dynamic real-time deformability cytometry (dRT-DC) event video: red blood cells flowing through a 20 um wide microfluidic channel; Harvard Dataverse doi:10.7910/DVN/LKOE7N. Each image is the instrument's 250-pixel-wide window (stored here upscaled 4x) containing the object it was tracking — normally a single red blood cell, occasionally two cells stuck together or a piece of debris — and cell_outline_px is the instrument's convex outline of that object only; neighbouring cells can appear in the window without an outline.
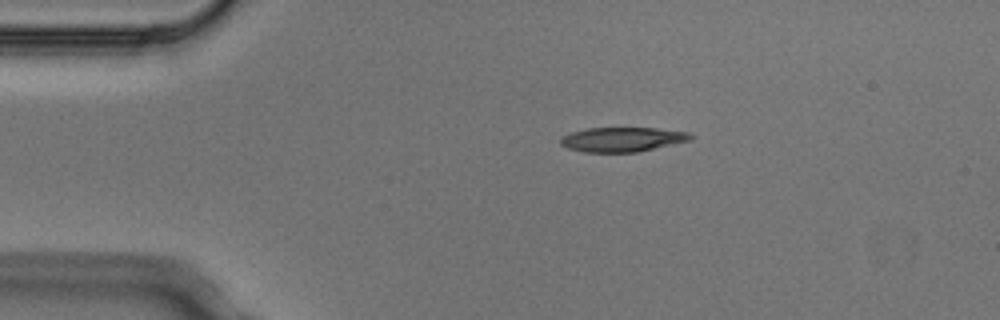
{"species": "Egyptian fruit bat (a non-hibernating species)", "species_latin": "Rousettus aegyptiacus", "temperature_condition": "cold", "stored_images_in_passage": 2, "camera_frame_rate_fps": 3000, "um_per_image_px": 0.085, "animal": {"sex": "male"}, "frame": {"image": 1, "passage_image": 1, "time_ms": 0.0, "image_size_px": [1000, 320], "cell_outline_px": [[696, 136], [692, 140], [636, 152], [584, 152], [568, 148], [560, 144], [560, 136], [572, 132], [588, 128], [656, 128], [688, 132]], "centroid_in_image_um": [52.91, 11.85], "position_along_channel_um": 32.1, "area_um2": 18.61}}